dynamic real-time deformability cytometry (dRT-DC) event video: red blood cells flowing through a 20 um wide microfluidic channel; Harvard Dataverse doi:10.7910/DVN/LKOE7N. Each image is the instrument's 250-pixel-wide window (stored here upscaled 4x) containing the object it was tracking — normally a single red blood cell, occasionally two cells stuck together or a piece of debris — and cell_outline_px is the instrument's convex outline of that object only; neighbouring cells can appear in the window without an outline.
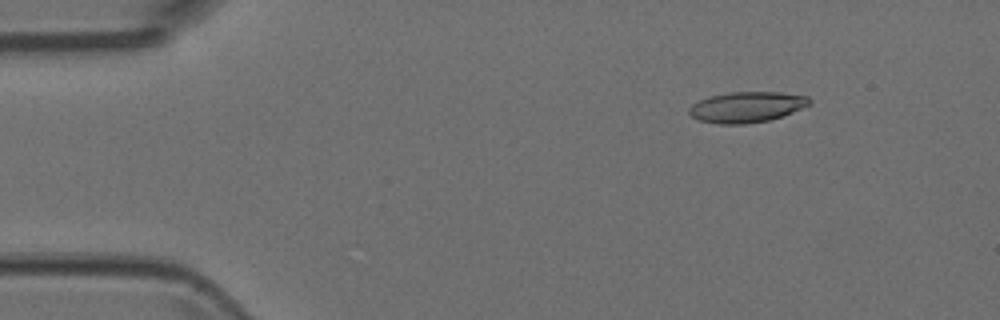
{"species": "Egyptian fruit bat (a non-hibernating species)", "species_latin": "Rousettus aegyptiacus", "temperature_condition": "room temperature", "stored_images_in_passage": 4, "camera_frame_rate_fps": 3000, "um_per_image_px": 0.085, "animal": {"sex": "female"}, "frame": {"image": 1, "passage_image": 4, "time_ms": 1.0, "image_size_px": [1000, 320], "cell_outline_px": [[812, 100], [808, 104], [784, 116], [768, 120], [744, 124], [716, 124], [700, 120], [692, 116], [688, 112], [688, 108], [692, 104], [708, 96], [728, 92], [780, 92], [808, 96]], "centroid_in_image_um": [63.44, 9.09], "position_along_channel_um": 21.6, "area_um2": 21.5}}